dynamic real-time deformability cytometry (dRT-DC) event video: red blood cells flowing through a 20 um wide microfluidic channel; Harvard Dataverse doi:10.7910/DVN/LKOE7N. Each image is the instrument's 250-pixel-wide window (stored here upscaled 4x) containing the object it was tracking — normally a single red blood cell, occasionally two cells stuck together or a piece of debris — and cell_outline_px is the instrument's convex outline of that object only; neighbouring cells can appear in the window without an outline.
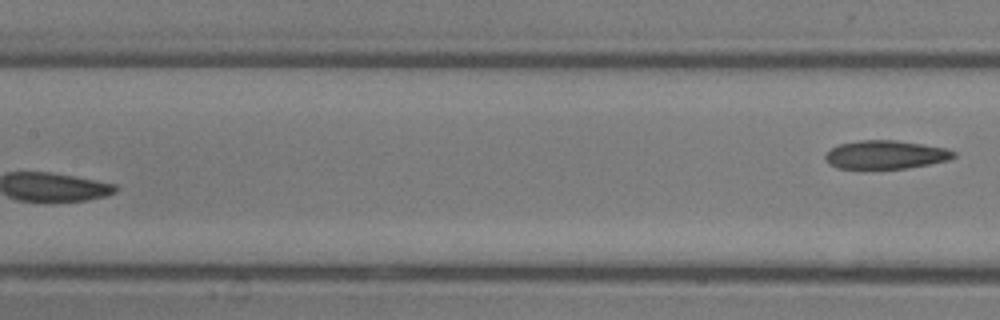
{"species": "common noctule bat (a hibernating species)", "species_latin": "Nyctalus noctula", "temperature_condition": "room temperature", "stored_images_in_passage": 13, "segment_of_instrument_passage": [2, 2], "camera_frame_rate_fps": 3000, "um_per_image_px": 0.085, "animal": {"sex": "male", "body_mass_g": 13.3}, "frame": {"image": 1, "passage_image": 13, "time_ms": 4.0, "image_size_px": [1000, 320], "cell_outline_px": [[956, 156], [948, 160], [908, 168], [836, 168], [828, 164], [824, 156], [832, 148], [840, 144], [860, 140], [896, 140], [924, 144], [948, 148], [956, 152]], "centroid_in_image_um": [75.3, 13.14], "position_along_channel_um": 132.1, "area_um2": 21.27}}